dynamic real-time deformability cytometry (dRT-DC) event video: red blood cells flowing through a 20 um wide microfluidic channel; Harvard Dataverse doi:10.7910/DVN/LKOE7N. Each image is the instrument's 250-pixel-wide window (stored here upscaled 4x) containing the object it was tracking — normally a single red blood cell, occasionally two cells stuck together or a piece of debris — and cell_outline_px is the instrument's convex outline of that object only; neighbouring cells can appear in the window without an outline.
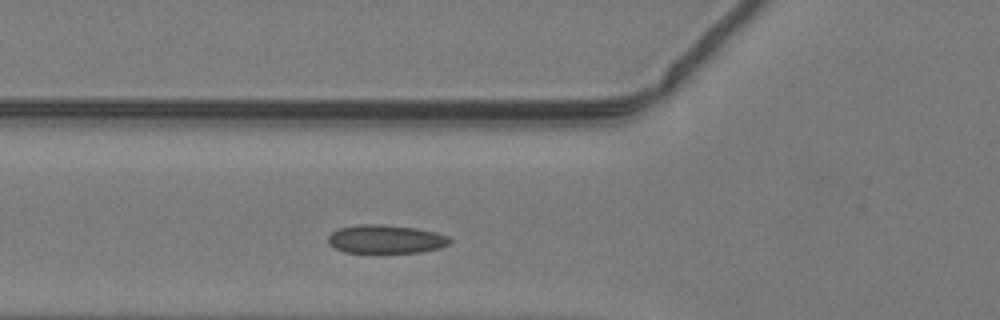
{"species": "common noctule bat (a hibernating species)", "species_latin": "Nyctalus noctula", "temperature_condition": "warm", "stored_images_in_passage": 34, "camera_frame_rate_fps": 3000, "um_per_image_px": 0.085, "animal": {"sex": "male", "body_mass_g": 19.2, "forearm_length_mm": 51.8}, "frame": {"image": 1, "passage_image": 5, "time_ms": 1.333, "image_size_px": [1000, 320], "cell_outline_px": [[452, 240], [448, 244], [440, 248], [420, 252], [344, 252], [328, 244], [328, 236], [332, 232], [340, 228], [356, 224], [380, 224], [416, 228], [436, 232], [448, 236]], "centroid_in_image_um": [32.79, 20.32], "position_along_channel_um": 93.0, "area_um2": 20.17}}
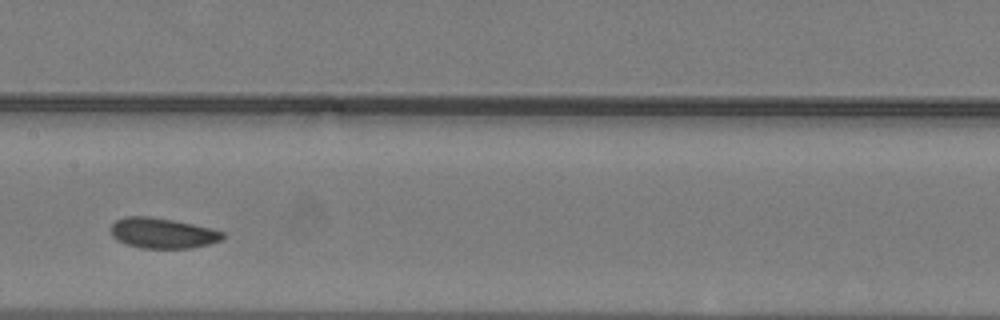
{"frame": {"image": 2, "passage_image": 12, "time_ms": 3.667, "image_size_px": [1000, 320], "cell_outline_px": [[224, 236], [220, 240], [208, 244], [188, 248], [140, 248], [124, 244], [116, 240], [112, 236], [112, 224], [116, 220], [124, 216], [148, 216], [172, 220], [212, 228], [224, 232]], "centroid_in_image_um": [13.78, 19.81], "position_along_channel_um": 193.6, "area_um2": 19.77}}
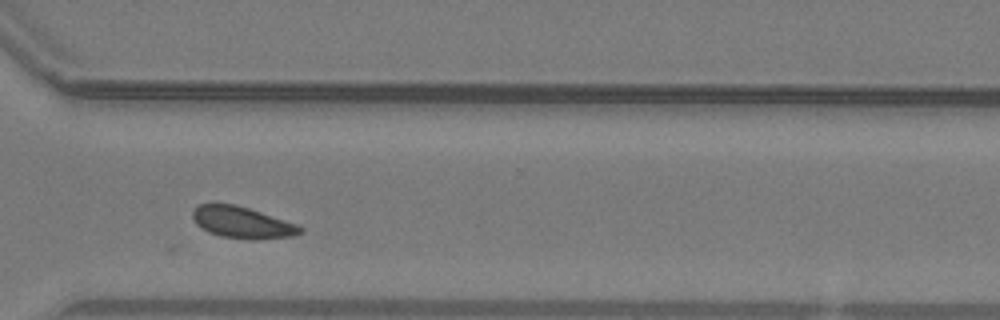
{"frame": {"image": 3, "passage_image": 23, "time_ms": 7.333, "image_size_px": [1000, 320], "cell_outline_px": [[304, 232], [292, 236], [220, 236], [208, 232], [200, 228], [196, 224], [192, 216], [192, 212], [200, 204], [236, 204], [300, 224], [304, 228]], "centroid_in_image_um": [20.58, 18.85], "position_along_channel_um": 350.0, "area_um2": 18.96}}